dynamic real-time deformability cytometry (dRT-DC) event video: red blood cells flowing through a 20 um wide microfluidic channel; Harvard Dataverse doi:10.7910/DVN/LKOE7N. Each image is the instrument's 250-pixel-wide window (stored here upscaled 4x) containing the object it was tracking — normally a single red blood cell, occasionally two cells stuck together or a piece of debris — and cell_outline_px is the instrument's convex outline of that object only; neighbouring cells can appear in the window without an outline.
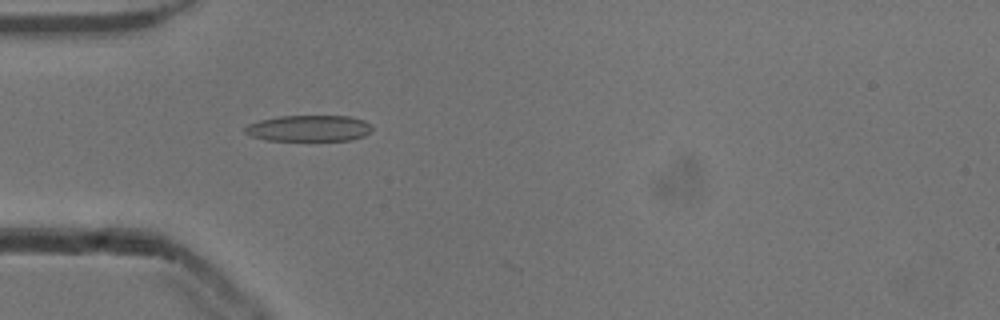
{"species": "common noctule bat (a hibernating species)", "species_latin": "Nyctalus noctula", "temperature_condition": "cold", "stored_images_in_passage": 4, "camera_frame_rate_fps": 3000, "um_per_image_px": 0.085, "animal": {"sex": "male", "body_mass_g": 13.3}, "frame": {"image": 1, "passage_image": 2, "time_ms": 0.333, "image_size_px": [1000, 320], "cell_outline_px": [[372, 128], [364, 136], [352, 140], [264, 140], [252, 136], [244, 132], [244, 128], [248, 124], [260, 120], [276, 116], [348, 116], [364, 120], [372, 124]], "centroid_in_image_um": [26.25, 10.9], "position_along_channel_um": 58.7, "area_um2": 19.42}}